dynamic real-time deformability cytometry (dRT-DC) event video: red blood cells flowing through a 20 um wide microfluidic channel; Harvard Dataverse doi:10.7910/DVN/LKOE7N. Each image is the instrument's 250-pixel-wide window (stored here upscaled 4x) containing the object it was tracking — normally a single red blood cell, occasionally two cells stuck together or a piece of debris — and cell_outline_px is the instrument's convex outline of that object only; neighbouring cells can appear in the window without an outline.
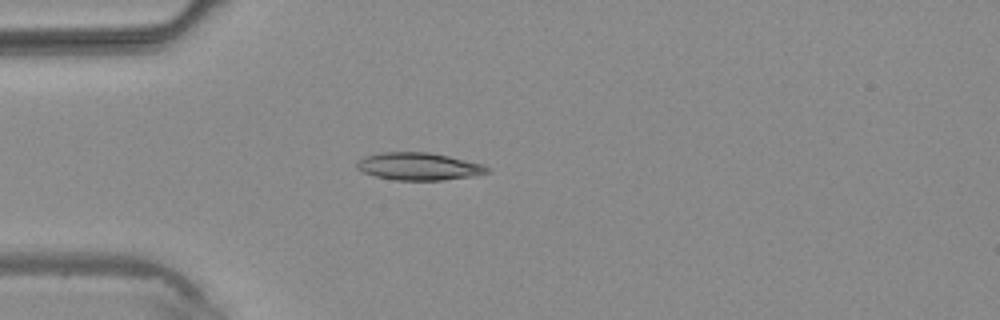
{"species": "common noctule bat (a hibernating species)", "species_latin": "Nyctalus noctula", "temperature_condition": "warm", "stored_images_in_passage": 4, "camera_frame_rate_fps": 3000, "um_per_image_px": 0.085, "animal": {"sex": "male", "body_mass_g": 20.4}, "frame": {"image": 1, "passage_image": 4, "time_ms": 3.667, "image_size_px": [1000, 320], "cell_outline_px": [[492, 172], [472, 176], [444, 180], [396, 180], [376, 176], [364, 172], [356, 168], [356, 160], [364, 156], [380, 152], [428, 152], [448, 156], [484, 164], [492, 168]], "centroid_in_image_um": [35.62, 14.14], "position_along_channel_um": 49.4, "area_um2": 21.1}}